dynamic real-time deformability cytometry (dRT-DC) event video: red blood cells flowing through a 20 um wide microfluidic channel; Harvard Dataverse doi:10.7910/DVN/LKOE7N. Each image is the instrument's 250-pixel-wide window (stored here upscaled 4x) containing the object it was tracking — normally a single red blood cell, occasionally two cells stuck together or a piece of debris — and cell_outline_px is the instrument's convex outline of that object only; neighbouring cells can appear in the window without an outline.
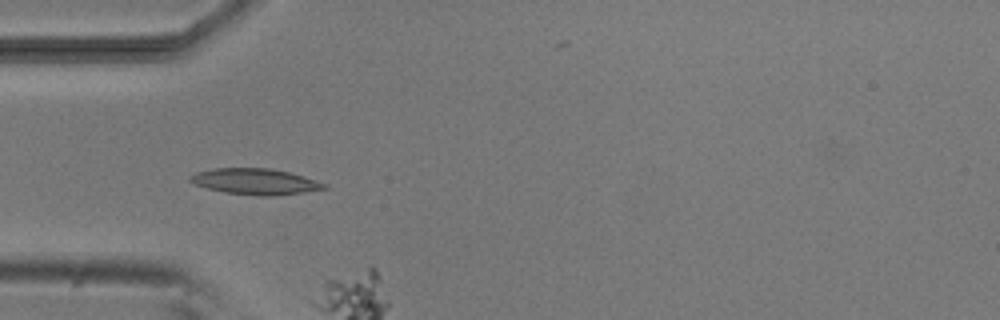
{"species": "common noctule bat (a hibernating species)", "species_latin": "Nyctalus noctula", "temperature_condition": "room temperature", "stored_images_in_passage": 7, "camera_frame_rate_fps": 3000, "um_per_image_px": 0.085, "animal": {"sex": "male", "body_mass_g": 20.5, "forearm_length_mm": 52.5}, "frame": {"image": 1, "passage_image": 4, "time_ms": 4.333, "image_size_px": [1000, 320], "cell_outline_px": [[328, 188], [304, 192], [276, 196], [260, 196], [224, 192], [208, 188], [196, 184], [188, 180], [188, 176], [196, 172], [216, 168], [268, 168], [288, 172], [304, 176], [328, 184]], "centroid_in_image_um": [21.72, 15.43], "position_along_channel_um": 63.3, "area_um2": 20.29}}
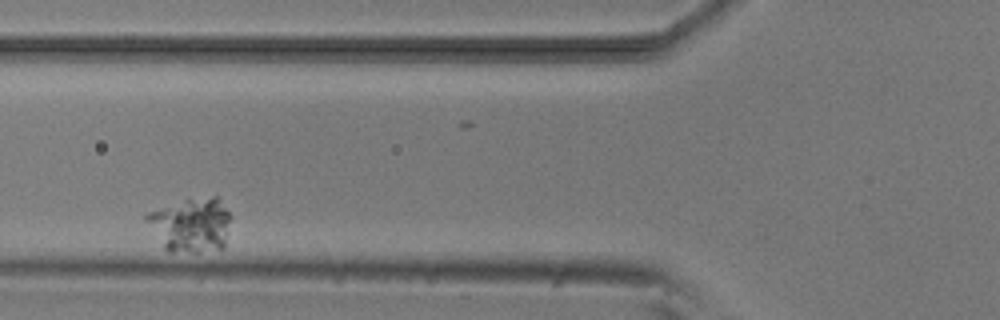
{"frame": {"image": 2, "passage_image": 6, "time_ms": 6.667, "image_size_px": [1000, 320], "cell_outline_px": [[232, 216], [224, 248], [200, 252], [168, 252], [164, 248], [144, 220], [144, 216], [148, 212], [188, 200], [212, 196], [216, 196]], "centroid_in_image_um": [16.25, 19.15], "position_along_channel_um": 109.6, "area_um2": 26.53}}